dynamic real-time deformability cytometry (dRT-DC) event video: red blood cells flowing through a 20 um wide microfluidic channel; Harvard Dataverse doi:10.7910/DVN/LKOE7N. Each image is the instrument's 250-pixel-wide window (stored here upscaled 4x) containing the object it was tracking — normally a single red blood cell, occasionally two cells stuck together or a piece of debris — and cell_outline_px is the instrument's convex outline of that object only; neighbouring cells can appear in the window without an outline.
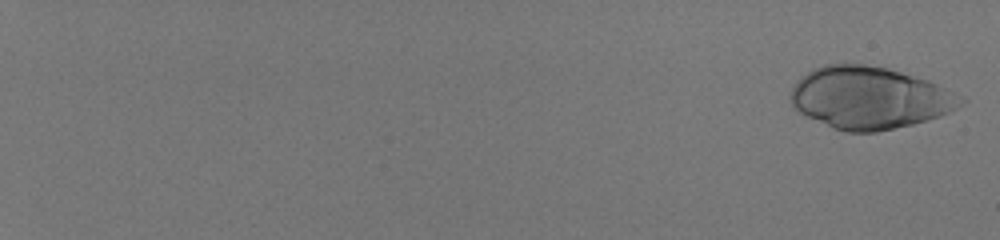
{"species": "human", "species_latin": "Homo sapiens", "temperature_condition": "room temperature", "stored_images_in_passage": 30, "camera_frame_rate_fps": 3000, "um_per_image_px": 0.085, "donor": {"sex": "male"}, "frame": {"image": 1, "passage_image": 1, "time_ms": 0.0, "image_size_px": [1000, 240], "cell_outline_px": [[968, 100], [964, 104], [940, 116], [928, 120], [912, 124], [876, 132], [844, 132], [832, 128], [792, 108], [788, 96], [792, 88], [800, 76], [812, 68], [824, 64], [864, 64], [888, 68], [928, 80]], "centroid_in_image_um": [73.86, 8.31], "position_along_channel_um": 11.1, "area_um2": 61.79}}
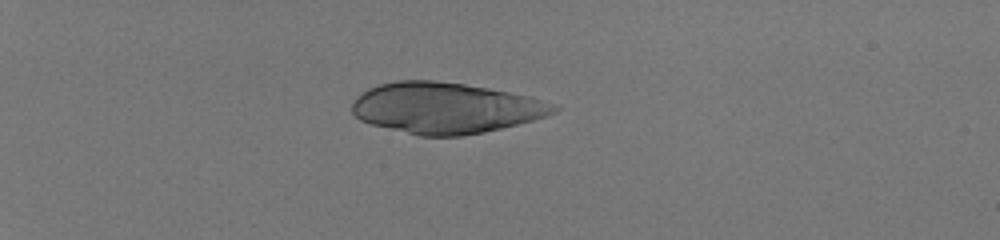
{"frame": {"image": 2, "passage_image": 18, "time_ms": 5.667, "image_size_px": [1000, 240], "cell_outline_px": [[560, 108], [556, 112], [548, 116], [484, 132], [460, 136], [420, 136], [372, 124], [360, 120], [352, 112], [352, 104], [356, 96], [368, 88], [380, 84], [396, 80], [432, 80], [464, 84], [488, 88], [532, 96], [556, 104]], "centroid_in_image_um": [37.89, 9.17], "position_along_channel_um": 47.1, "area_um2": 59.88}}